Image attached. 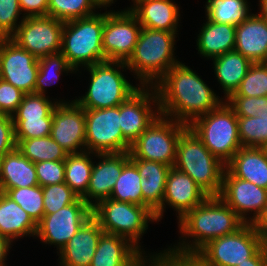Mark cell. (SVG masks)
Returning <instances> with one entry per match:
<instances>
[{"mask_svg": "<svg viewBox=\"0 0 267 266\" xmlns=\"http://www.w3.org/2000/svg\"><path fill=\"white\" fill-rule=\"evenodd\" d=\"M154 87L158 94L160 115L186 125L216 109L224 101L201 76L182 62L171 67Z\"/></svg>", "mask_w": 267, "mask_h": 266, "instance_id": "obj_1", "label": "cell"}, {"mask_svg": "<svg viewBox=\"0 0 267 266\" xmlns=\"http://www.w3.org/2000/svg\"><path fill=\"white\" fill-rule=\"evenodd\" d=\"M178 224L182 241L166 249L165 259L189 262L210 241L236 232L245 222L219 196H208Z\"/></svg>", "mask_w": 267, "mask_h": 266, "instance_id": "obj_2", "label": "cell"}, {"mask_svg": "<svg viewBox=\"0 0 267 266\" xmlns=\"http://www.w3.org/2000/svg\"><path fill=\"white\" fill-rule=\"evenodd\" d=\"M177 34L142 27L134 52L126 62L140 82L136 86H154L180 62L174 56Z\"/></svg>", "mask_w": 267, "mask_h": 266, "instance_id": "obj_3", "label": "cell"}, {"mask_svg": "<svg viewBox=\"0 0 267 266\" xmlns=\"http://www.w3.org/2000/svg\"><path fill=\"white\" fill-rule=\"evenodd\" d=\"M174 167L189 175L208 195L219 196L226 165L187 127L177 144Z\"/></svg>", "mask_w": 267, "mask_h": 266, "instance_id": "obj_4", "label": "cell"}, {"mask_svg": "<svg viewBox=\"0 0 267 266\" xmlns=\"http://www.w3.org/2000/svg\"><path fill=\"white\" fill-rule=\"evenodd\" d=\"M105 13L64 22L61 53L77 72L104 61L102 47Z\"/></svg>", "mask_w": 267, "mask_h": 266, "instance_id": "obj_5", "label": "cell"}, {"mask_svg": "<svg viewBox=\"0 0 267 266\" xmlns=\"http://www.w3.org/2000/svg\"><path fill=\"white\" fill-rule=\"evenodd\" d=\"M86 69L91 76L88 91L81 98L74 99L84 109L119 106L140 88L133 86L121 72V69L128 70L125 62L106 60Z\"/></svg>", "mask_w": 267, "mask_h": 266, "instance_id": "obj_6", "label": "cell"}, {"mask_svg": "<svg viewBox=\"0 0 267 266\" xmlns=\"http://www.w3.org/2000/svg\"><path fill=\"white\" fill-rule=\"evenodd\" d=\"M188 127L225 165L242 147L237 116L225 100L216 109L194 119Z\"/></svg>", "mask_w": 267, "mask_h": 266, "instance_id": "obj_7", "label": "cell"}, {"mask_svg": "<svg viewBox=\"0 0 267 266\" xmlns=\"http://www.w3.org/2000/svg\"><path fill=\"white\" fill-rule=\"evenodd\" d=\"M92 217L105 233L128 239L142 253L139 241L147 231L149 221H156L155 214L148 207L110 198L92 207Z\"/></svg>", "mask_w": 267, "mask_h": 266, "instance_id": "obj_8", "label": "cell"}, {"mask_svg": "<svg viewBox=\"0 0 267 266\" xmlns=\"http://www.w3.org/2000/svg\"><path fill=\"white\" fill-rule=\"evenodd\" d=\"M262 248V237L251 223L218 237L204 246L188 263L191 266H237Z\"/></svg>", "mask_w": 267, "mask_h": 266, "instance_id": "obj_9", "label": "cell"}, {"mask_svg": "<svg viewBox=\"0 0 267 266\" xmlns=\"http://www.w3.org/2000/svg\"><path fill=\"white\" fill-rule=\"evenodd\" d=\"M188 125L159 115L131 144L129 159L157 161L173 167L177 144Z\"/></svg>", "mask_w": 267, "mask_h": 266, "instance_id": "obj_10", "label": "cell"}, {"mask_svg": "<svg viewBox=\"0 0 267 266\" xmlns=\"http://www.w3.org/2000/svg\"><path fill=\"white\" fill-rule=\"evenodd\" d=\"M86 151L96 154L129 152L131 144L120 128V105L84 109Z\"/></svg>", "mask_w": 267, "mask_h": 266, "instance_id": "obj_11", "label": "cell"}, {"mask_svg": "<svg viewBox=\"0 0 267 266\" xmlns=\"http://www.w3.org/2000/svg\"><path fill=\"white\" fill-rule=\"evenodd\" d=\"M113 11L105 12L102 37L104 61L126 63L134 52L142 27L128 8Z\"/></svg>", "mask_w": 267, "mask_h": 266, "instance_id": "obj_12", "label": "cell"}, {"mask_svg": "<svg viewBox=\"0 0 267 266\" xmlns=\"http://www.w3.org/2000/svg\"><path fill=\"white\" fill-rule=\"evenodd\" d=\"M64 22L51 16H29L10 37L36 58L61 52Z\"/></svg>", "mask_w": 267, "mask_h": 266, "instance_id": "obj_13", "label": "cell"}, {"mask_svg": "<svg viewBox=\"0 0 267 266\" xmlns=\"http://www.w3.org/2000/svg\"><path fill=\"white\" fill-rule=\"evenodd\" d=\"M91 217L92 207L79 197L74 203L55 213L44 214L42 220L37 224L36 236L43 243L54 245L60 251Z\"/></svg>", "mask_w": 267, "mask_h": 266, "instance_id": "obj_14", "label": "cell"}, {"mask_svg": "<svg viewBox=\"0 0 267 266\" xmlns=\"http://www.w3.org/2000/svg\"><path fill=\"white\" fill-rule=\"evenodd\" d=\"M159 115V100L155 87L140 86L120 105V128L123 137L132 144Z\"/></svg>", "mask_w": 267, "mask_h": 266, "instance_id": "obj_15", "label": "cell"}, {"mask_svg": "<svg viewBox=\"0 0 267 266\" xmlns=\"http://www.w3.org/2000/svg\"><path fill=\"white\" fill-rule=\"evenodd\" d=\"M37 75L38 58L5 38L0 43V79L28 94L34 93Z\"/></svg>", "mask_w": 267, "mask_h": 266, "instance_id": "obj_16", "label": "cell"}, {"mask_svg": "<svg viewBox=\"0 0 267 266\" xmlns=\"http://www.w3.org/2000/svg\"><path fill=\"white\" fill-rule=\"evenodd\" d=\"M219 197L245 222L251 223L267 203V189L235 177L227 168L223 173ZM253 212L250 217L249 213ZM249 218V219H248Z\"/></svg>", "mask_w": 267, "mask_h": 266, "instance_id": "obj_17", "label": "cell"}, {"mask_svg": "<svg viewBox=\"0 0 267 266\" xmlns=\"http://www.w3.org/2000/svg\"><path fill=\"white\" fill-rule=\"evenodd\" d=\"M50 136L68 154L86 151L84 108L80 107L74 100L58 102L53 109Z\"/></svg>", "mask_w": 267, "mask_h": 266, "instance_id": "obj_18", "label": "cell"}, {"mask_svg": "<svg viewBox=\"0 0 267 266\" xmlns=\"http://www.w3.org/2000/svg\"><path fill=\"white\" fill-rule=\"evenodd\" d=\"M207 197L208 195L189 175L173 166L167 175L162 205L155 211L156 222L162 219L166 205L177 212L179 221L188 211L193 210Z\"/></svg>", "mask_w": 267, "mask_h": 266, "instance_id": "obj_19", "label": "cell"}, {"mask_svg": "<svg viewBox=\"0 0 267 266\" xmlns=\"http://www.w3.org/2000/svg\"><path fill=\"white\" fill-rule=\"evenodd\" d=\"M144 254L128 239L104 232L90 266H144L149 259H165L166 249L151 256Z\"/></svg>", "mask_w": 267, "mask_h": 266, "instance_id": "obj_20", "label": "cell"}, {"mask_svg": "<svg viewBox=\"0 0 267 266\" xmlns=\"http://www.w3.org/2000/svg\"><path fill=\"white\" fill-rule=\"evenodd\" d=\"M94 156L101 160L93 165L87 193L82 197L90 207H94L101 200L110 198L123 166L130 160L129 152L95 154Z\"/></svg>", "mask_w": 267, "mask_h": 266, "instance_id": "obj_21", "label": "cell"}, {"mask_svg": "<svg viewBox=\"0 0 267 266\" xmlns=\"http://www.w3.org/2000/svg\"><path fill=\"white\" fill-rule=\"evenodd\" d=\"M104 233L99 223L91 217L60 249V266H90L100 236Z\"/></svg>", "mask_w": 267, "mask_h": 266, "instance_id": "obj_22", "label": "cell"}, {"mask_svg": "<svg viewBox=\"0 0 267 266\" xmlns=\"http://www.w3.org/2000/svg\"><path fill=\"white\" fill-rule=\"evenodd\" d=\"M173 0H132L128 9L137 17L141 27L178 32L179 7Z\"/></svg>", "mask_w": 267, "mask_h": 266, "instance_id": "obj_23", "label": "cell"}, {"mask_svg": "<svg viewBox=\"0 0 267 266\" xmlns=\"http://www.w3.org/2000/svg\"><path fill=\"white\" fill-rule=\"evenodd\" d=\"M234 50L253 63L267 62V20L250 13L236 26Z\"/></svg>", "mask_w": 267, "mask_h": 266, "instance_id": "obj_24", "label": "cell"}, {"mask_svg": "<svg viewBox=\"0 0 267 266\" xmlns=\"http://www.w3.org/2000/svg\"><path fill=\"white\" fill-rule=\"evenodd\" d=\"M226 168L237 178L267 189V150L264 147H241Z\"/></svg>", "mask_w": 267, "mask_h": 266, "instance_id": "obj_25", "label": "cell"}, {"mask_svg": "<svg viewBox=\"0 0 267 266\" xmlns=\"http://www.w3.org/2000/svg\"><path fill=\"white\" fill-rule=\"evenodd\" d=\"M137 167L141 180L143 206L148 207L154 214L162 205L165 194L166 179L170 166L144 159H130Z\"/></svg>", "mask_w": 267, "mask_h": 266, "instance_id": "obj_26", "label": "cell"}, {"mask_svg": "<svg viewBox=\"0 0 267 266\" xmlns=\"http://www.w3.org/2000/svg\"><path fill=\"white\" fill-rule=\"evenodd\" d=\"M35 163L15 148L0 159V191L37 186Z\"/></svg>", "mask_w": 267, "mask_h": 266, "instance_id": "obj_27", "label": "cell"}, {"mask_svg": "<svg viewBox=\"0 0 267 266\" xmlns=\"http://www.w3.org/2000/svg\"><path fill=\"white\" fill-rule=\"evenodd\" d=\"M206 18L196 41L198 53L212 59L234 50L236 26L216 23Z\"/></svg>", "mask_w": 267, "mask_h": 266, "instance_id": "obj_28", "label": "cell"}, {"mask_svg": "<svg viewBox=\"0 0 267 266\" xmlns=\"http://www.w3.org/2000/svg\"><path fill=\"white\" fill-rule=\"evenodd\" d=\"M37 224L14 200L0 191V234L11 242L24 236H36Z\"/></svg>", "mask_w": 267, "mask_h": 266, "instance_id": "obj_29", "label": "cell"}, {"mask_svg": "<svg viewBox=\"0 0 267 266\" xmlns=\"http://www.w3.org/2000/svg\"><path fill=\"white\" fill-rule=\"evenodd\" d=\"M211 60H213L214 73L222 86L226 100L239 88L253 62L236 50L228 51Z\"/></svg>", "mask_w": 267, "mask_h": 266, "instance_id": "obj_30", "label": "cell"}, {"mask_svg": "<svg viewBox=\"0 0 267 266\" xmlns=\"http://www.w3.org/2000/svg\"><path fill=\"white\" fill-rule=\"evenodd\" d=\"M90 151L68 154L65 159V183L82 198L87 193L93 165Z\"/></svg>", "mask_w": 267, "mask_h": 266, "instance_id": "obj_31", "label": "cell"}, {"mask_svg": "<svg viewBox=\"0 0 267 266\" xmlns=\"http://www.w3.org/2000/svg\"><path fill=\"white\" fill-rule=\"evenodd\" d=\"M16 148L21 154L33 163L43 161H61L68 156L64 150L51 136L15 140Z\"/></svg>", "mask_w": 267, "mask_h": 266, "instance_id": "obj_32", "label": "cell"}, {"mask_svg": "<svg viewBox=\"0 0 267 266\" xmlns=\"http://www.w3.org/2000/svg\"><path fill=\"white\" fill-rule=\"evenodd\" d=\"M141 180L142 177L136 165L129 160L123 166L121 175L116 180L110 199L143 206Z\"/></svg>", "mask_w": 267, "mask_h": 266, "instance_id": "obj_33", "label": "cell"}, {"mask_svg": "<svg viewBox=\"0 0 267 266\" xmlns=\"http://www.w3.org/2000/svg\"><path fill=\"white\" fill-rule=\"evenodd\" d=\"M247 0H207L206 16L216 23L237 26L250 14Z\"/></svg>", "mask_w": 267, "mask_h": 266, "instance_id": "obj_34", "label": "cell"}, {"mask_svg": "<svg viewBox=\"0 0 267 266\" xmlns=\"http://www.w3.org/2000/svg\"><path fill=\"white\" fill-rule=\"evenodd\" d=\"M76 72L61 52L38 58V75L35 83V94L46 95V88L55 84L62 73Z\"/></svg>", "mask_w": 267, "mask_h": 266, "instance_id": "obj_35", "label": "cell"}, {"mask_svg": "<svg viewBox=\"0 0 267 266\" xmlns=\"http://www.w3.org/2000/svg\"><path fill=\"white\" fill-rule=\"evenodd\" d=\"M98 8L93 0H48L47 15L66 22L91 16Z\"/></svg>", "mask_w": 267, "mask_h": 266, "instance_id": "obj_36", "label": "cell"}, {"mask_svg": "<svg viewBox=\"0 0 267 266\" xmlns=\"http://www.w3.org/2000/svg\"><path fill=\"white\" fill-rule=\"evenodd\" d=\"M4 193L19 204L36 224L42 220L45 212L43 205V190L41 186L12 188L6 190Z\"/></svg>", "mask_w": 267, "mask_h": 266, "instance_id": "obj_37", "label": "cell"}, {"mask_svg": "<svg viewBox=\"0 0 267 266\" xmlns=\"http://www.w3.org/2000/svg\"><path fill=\"white\" fill-rule=\"evenodd\" d=\"M243 147H267V116L237 117Z\"/></svg>", "mask_w": 267, "mask_h": 266, "instance_id": "obj_38", "label": "cell"}, {"mask_svg": "<svg viewBox=\"0 0 267 266\" xmlns=\"http://www.w3.org/2000/svg\"><path fill=\"white\" fill-rule=\"evenodd\" d=\"M67 102L57 100L52 102L48 96L28 93L23 97L17 110L11 115L12 119H40L47 117L58 104Z\"/></svg>", "mask_w": 267, "mask_h": 266, "instance_id": "obj_39", "label": "cell"}, {"mask_svg": "<svg viewBox=\"0 0 267 266\" xmlns=\"http://www.w3.org/2000/svg\"><path fill=\"white\" fill-rule=\"evenodd\" d=\"M230 96H267V62L253 63L239 88Z\"/></svg>", "mask_w": 267, "mask_h": 266, "instance_id": "obj_40", "label": "cell"}, {"mask_svg": "<svg viewBox=\"0 0 267 266\" xmlns=\"http://www.w3.org/2000/svg\"><path fill=\"white\" fill-rule=\"evenodd\" d=\"M45 214H52L74 203L79 196L65 183L42 187Z\"/></svg>", "mask_w": 267, "mask_h": 266, "instance_id": "obj_41", "label": "cell"}, {"mask_svg": "<svg viewBox=\"0 0 267 266\" xmlns=\"http://www.w3.org/2000/svg\"><path fill=\"white\" fill-rule=\"evenodd\" d=\"M15 130V140H25L51 135L53 111L40 119H12Z\"/></svg>", "mask_w": 267, "mask_h": 266, "instance_id": "obj_42", "label": "cell"}, {"mask_svg": "<svg viewBox=\"0 0 267 266\" xmlns=\"http://www.w3.org/2000/svg\"><path fill=\"white\" fill-rule=\"evenodd\" d=\"M225 101L237 117L267 116V96H229Z\"/></svg>", "mask_w": 267, "mask_h": 266, "instance_id": "obj_43", "label": "cell"}, {"mask_svg": "<svg viewBox=\"0 0 267 266\" xmlns=\"http://www.w3.org/2000/svg\"><path fill=\"white\" fill-rule=\"evenodd\" d=\"M23 14L20 8L19 0H0V32L10 38L18 29L20 23L25 17L19 20ZM19 24H18V23Z\"/></svg>", "mask_w": 267, "mask_h": 266, "instance_id": "obj_44", "label": "cell"}, {"mask_svg": "<svg viewBox=\"0 0 267 266\" xmlns=\"http://www.w3.org/2000/svg\"><path fill=\"white\" fill-rule=\"evenodd\" d=\"M35 169L41 187L65 182V160L35 163Z\"/></svg>", "mask_w": 267, "mask_h": 266, "instance_id": "obj_45", "label": "cell"}, {"mask_svg": "<svg viewBox=\"0 0 267 266\" xmlns=\"http://www.w3.org/2000/svg\"><path fill=\"white\" fill-rule=\"evenodd\" d=\"M25 93L10 83L0 79V109L12 115L23 100Z\"/></svg>", "mask_w": 267, "mask_h": 266, "instance_id": "obj_46", "label": "cell"}, {"mask_svg": "<svg viewBox=\"0 0 267 266\" xmlns=\"http://www.w3.org/2000/svg\"><path fill=\"white\" fill-rule=\"evenodd\" d=\"M15 148V130L12 117L0 115V159Z\"/></svg>", "mask_w": 267, "mask_h": 266, "instance_id": "obj_47", "label": "cell"}, {"mask_svg": "<svg viewBox=\"0 0 267 266\" xmlns=\"http://www.w3.org/2000/svg\"><path fill=\"white\" fill-rule=\"evenodd\" d=\"M23 17L47 16L48 0H19Z\"/></svg>", "mask_w": 267, "mask_h": 266, "instance_id": "obj_48", "label": "cell"}, {"mask_svg": "<svg viewBox=\"0 0 267 266\" xmlns=\"http://www.w3.org/2000/svg\"><path fill=\"white\" fill-rule=\"evenodd\" d=\"M251 225L262 238L267 237V203Z\"/></svg>", "mask_w": 267, "mask_h": 266, "instance_id": "obj_49", "label": "cell"}, {"mask_svg": "<svg viewBox=\"0 0 267 266\" xmlns=\"http://www.w3.org/2000/svg\"><path fill=\"white\" fill-rule=\"evenodd\" d=\"M237 266H267L266 257L261 248L253 257L246 259L245 262Z\"/></svg>", "mask_w": 267, "mask_h": 266, "instance_id": "obj_50", "label": "cell"}, {"mask_svg": "<svg viewBox=\"0 0 267 266\" xmlns=\"http://www.w3.org/2000/svg\"><path fill=\"white\" fill-rule=\"evenodd\" d=\"M11 245L12 242L7 237L0 234V266H7L5 260H7Z\"/></svg>", "mask_w": 267, "mask_h": 266, "instance_id": "obj_51", "label": "cell"}, {"mask_svg": "<svg viewBox=\"0 0 267 266\" xmlns=\"http://www.w3.org/2000/svg\"><path fill=\"white\" fill-rule=\"evenodd\" d=\"M183 266V262H175L167 259H149L144 266Z\"/></svg>", "mask_w": 267, "mask_h": 266, "instance_id": "obj_52", "label": "cell"}, {"mask_svg": "<svg viewBox=\"0 0 267 266\" xmlns=\"http://www.w3.org/2000/svg\"><path fill=\"white\" fill-rule=\"evenodd\" d=\"M260 12L259 16L267 20V0H259Z\"/></svg>", "mask_w": 267, "mask_h": 266, "instance_id": "obj_53", "label": "cell"}, {"mask_svg": "<svg viewBox=\"0 0 267 266\" xmlns=\"http://www.w3.org/2000/svg\"><path fill=\"white\" fill-rule=\"evenodd\" d=\"M93 1L101 9H102V7L103 8L105 7L107 9V7H109L112 3L116 2L114 0H93Z\"/></svg>", "mask_w": 267, "mask_h": 266, "instance_id": "obj_54", "label": "cell"}, {"mask_svg": "<svg viewBox=\"0 0 267 266\" xmlns=\"http://www.w3.org/2000/svg\"><path fill=\"white\" fill-rule=\"evenodd\" d=\"M262 248L266 257V262H267V237L262 238Z\"/></svg>", "mask_w": 267, "mask_h": 266, "instance_id": "obj_55", "label": "cell"}, {"mask_svg": "<svg viewBox=\"0 0 267 266\" xmlns=\"http://www.w3.org/2000/svg\"><path fill=\"white\" fill-rule=\"evenodd\" d=\"M6 37L0 32V40H4Z\"/></svg>", "mask_w": 267, "mask_h": 266, "instance_id": "obj_56", "label": "cell"}, {"mask_svg": "<svg viewBox=\"0 0 267 266\" xmlns=\"http://www.w3.org/2000/svg\"><path fill=\"white\" fill-rule=\"evenodd\" d=\"M0 115H6V114L0 109Z\"/></svg>", "mask_w": 267, "mask_h": 266, "instance_id": "obj_57", "label": "cell"}]
</instances>
